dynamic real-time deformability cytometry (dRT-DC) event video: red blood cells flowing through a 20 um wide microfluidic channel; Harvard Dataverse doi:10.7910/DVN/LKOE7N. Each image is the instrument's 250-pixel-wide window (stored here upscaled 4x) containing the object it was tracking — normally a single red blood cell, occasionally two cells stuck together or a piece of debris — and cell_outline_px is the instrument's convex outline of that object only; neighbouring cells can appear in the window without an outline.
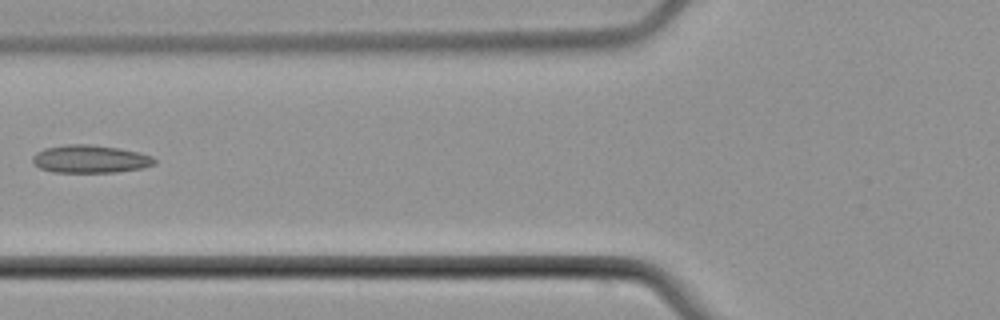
{"species": "common noctule bat (a hibernating species)", "species_latin": "Nyctalus noctula", "temperature_condition": "cold", "stored_images_in_passage": 4, "camera_frame_rate_fps": 3000, "um_per_image_px": 0.085, "animal": {"sex": "male", "body_mass_g": 21.5, "forearm_length_mm": 52.0}, "frame": {"image": 1, "passage_image": 4, "time_ms": 3.667, "image_size_px": [1000, 320], "cell_outline_px": [[156, 164], [140, 168], [116, 172], [52, 172], [40, 168], [32, 160], [32, 156], [36, 152], [44, 148], [68, 144], [92, 144], [120, 148], [152, 156], [156, 160]], "centroid_in_image_um": [7.65, 13.51], "position_along_channel_um": 118.1, "area_um2": 19.77}}